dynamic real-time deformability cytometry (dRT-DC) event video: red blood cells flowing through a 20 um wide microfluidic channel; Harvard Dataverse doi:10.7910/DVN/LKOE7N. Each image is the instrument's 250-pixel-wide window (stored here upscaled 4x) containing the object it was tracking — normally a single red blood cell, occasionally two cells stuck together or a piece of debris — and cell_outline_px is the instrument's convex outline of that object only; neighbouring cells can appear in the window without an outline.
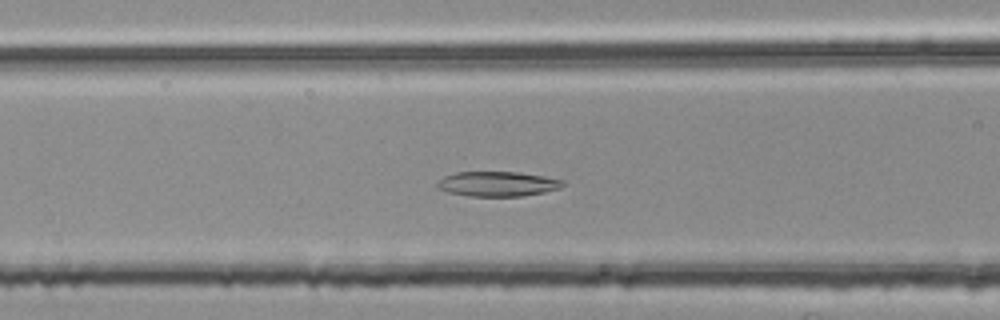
{"species": "common noctule bat (a hibernating species)", "species_latin": "Nyctalus noctula", "temperature_condition": "room temperature", "stored_images_in_passage": 39, "camera_frame_rate_fps": 3000, "um_per_image_px": 0.085, "animal": {"sex": "female", "body_mass_g": 25.1}, "frame": {"image": 1, "passage_image": 9, "time_ms": 2.667, "image_size_px": [1000, 320], "cell_outline_px": [[564, 184], [560, 188], [544, 192], [520, 196], [468, 196], [448, 192], [440, 188], [436, 184], [444, 176], [456, 172], [520, 172], [544, 176], [564, 180]], "centroid_in_image_um": [42.31, 15.62], "position_along_channel_um": 124.3, "area_um2": 18.09}}
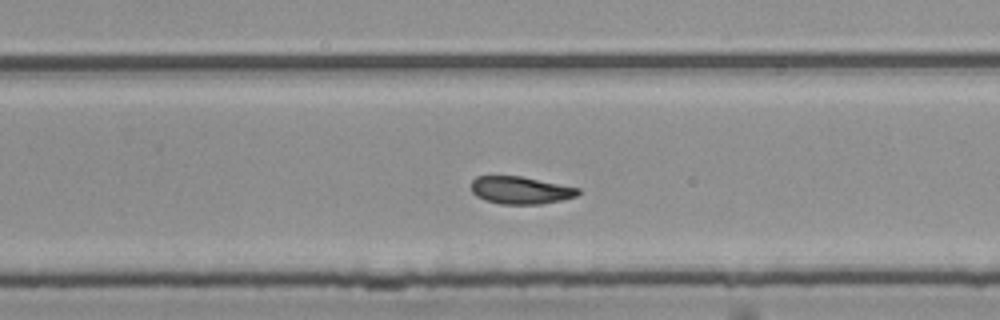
{"frame": {"image": 2, "passage_image": 22, "time_ms": 7.0, "image_size_px": [1000, 320], "cell_outline_px": [[580, 192], [576, 196], [564, 200], [540, 204], [500, 204], [484, 200], [476, 196], [472, 192], [472, 180], [476, 176], [520, 176], [580, 188]], "centroid_in_image_um": [44.24, 16.17], "position_along_channel_um": 285.6, "area_um2": 17.17}}
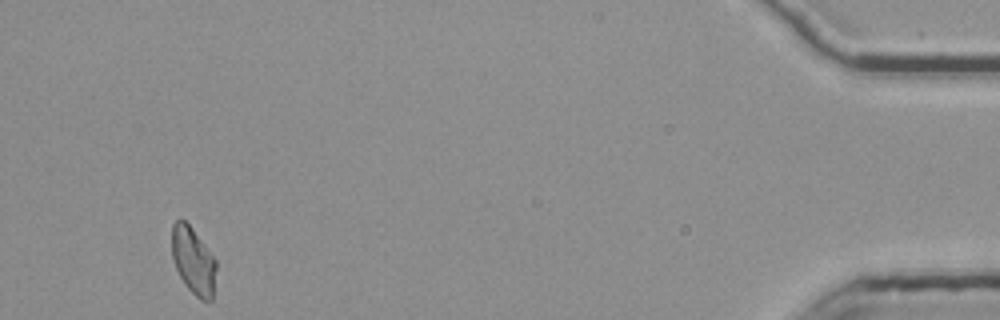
{"frame": {"image": 3, "passage_image": 39, "time_ms": 12.667, "image_size_px": [1000, 320], "cell_outline_px": [[216, 268], [212, 300], [208, 304], [200, 300], [184, 284], [176, 268], [172, 256], [172, 224], [176, 220], [184, 220], [192, 228], [216, 260]], "centroid_in_image_um": [16.43, 22.2], "position_along_channel_um": 418.8, "area_um2": 17.28}, "authors_computed_cell_mechanics": {"area_um2": 17.8602, "velocity_mm_per_s": 3.7372, "shape_relaxation_time_tau1_ms": null, "shape_relaxation_time_tau2_ms": 4.5749, "deformation_change_tau1": null, "deformation_change_tau2": 0.1127}}